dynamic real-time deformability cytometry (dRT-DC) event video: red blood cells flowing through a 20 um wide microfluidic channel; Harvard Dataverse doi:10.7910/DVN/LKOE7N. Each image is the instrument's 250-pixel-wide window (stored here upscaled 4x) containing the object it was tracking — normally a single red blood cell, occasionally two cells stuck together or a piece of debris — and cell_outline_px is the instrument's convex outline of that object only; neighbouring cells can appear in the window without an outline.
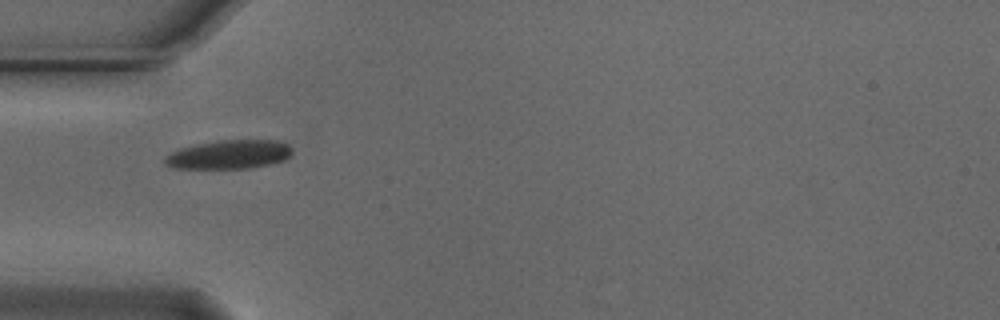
{"species": "Egyptian fruit bat (a non-hibernating species)", "species_latin": "Rousettus aegyptiacus", "temperature_condition": "cold", "stored_images_in_passage": 2, "camera_frame_rate_fps": 3000, "um_per_image_px": 0.085, "animal": {"sex": "male"}, "frame": {"image": 1, "passage_image": 1, "time_ms": 0.0, "image_size_px": [1000, 320], "cell_outline_px": [[292, 152], [284, 160], [272, 164], [252, 168], [172, 168], [164, 164], [164, 156], [180, 148], [196, 144], [216, 140], [276, 140], [288, 144], [292, 148]], "centroid_in_image_um": [19.47, 13.13], "position_along_channel_um": 65.5, "area_um2": 21.56}}